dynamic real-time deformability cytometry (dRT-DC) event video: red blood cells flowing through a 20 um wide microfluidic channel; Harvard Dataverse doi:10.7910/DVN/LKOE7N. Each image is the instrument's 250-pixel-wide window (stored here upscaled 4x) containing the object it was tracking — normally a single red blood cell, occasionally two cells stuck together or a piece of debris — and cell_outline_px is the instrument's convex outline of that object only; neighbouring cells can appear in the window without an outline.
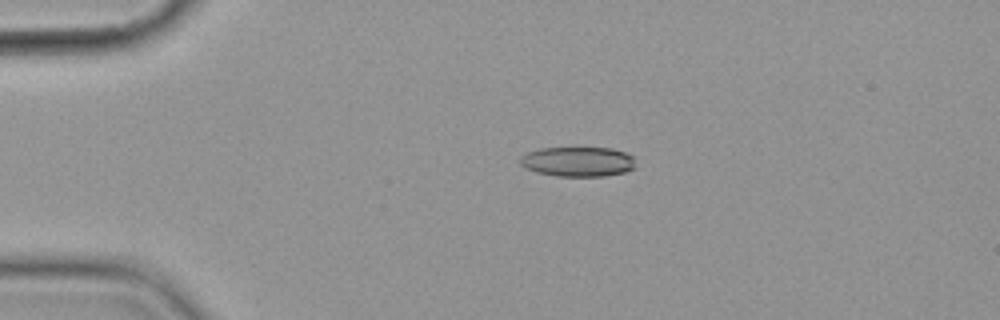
{"species": "common noctule bat (a hibernating species)", "species_latin": "Nyctalus noctula", "temperature_condition": "cold", "stored_images_in_passage": 5, "camera_frame_rate_fps": 3000, "um_per_image_px": 0.085, "animal": {"sex": "female", "body_mass_g": 19.9}, "frame": {"image": 1, "passage_image": 4, "time_ms": 3.333, "image_size_px": [1000, 320], "cell_outline_px": [[636, 168], [624, 172], [604, 176], [556, 176], [536, 172], [524, 168], [520, 164], [520, 156], [528, 152], [540, 148], [612, 148], [624, 152], [632, 156]], "centroid_in_image_um": [49.1, 13.74], "position_along_channel_um": 35.9, "area_um2": 20.11}}